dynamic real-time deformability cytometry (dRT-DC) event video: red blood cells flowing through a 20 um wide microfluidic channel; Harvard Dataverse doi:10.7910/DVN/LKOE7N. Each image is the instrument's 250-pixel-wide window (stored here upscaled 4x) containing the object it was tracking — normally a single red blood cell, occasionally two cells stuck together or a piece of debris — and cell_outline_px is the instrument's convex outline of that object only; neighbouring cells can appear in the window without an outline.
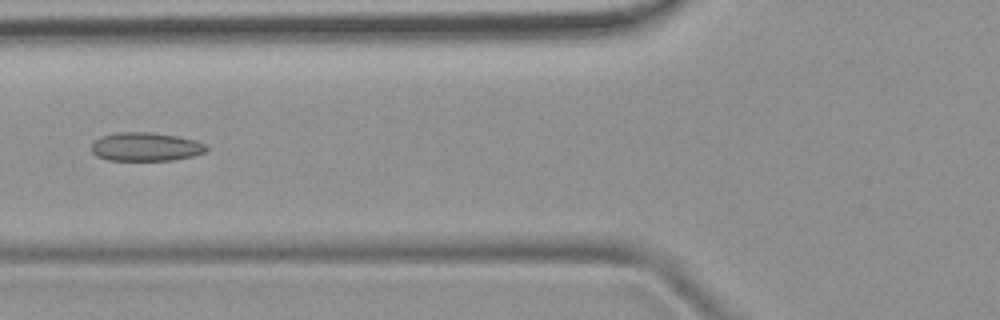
{"species": "common noctule bat (a hibernating species)", "species_latin": "Nyctalus noctula", "temperature_condition": "room temperature", "stored_images_in_passage": 5, "camera_frame_rate_fps": 3000, "um_per_image_px": 0.085, "animal": {"sex": "female", "body_mass_g": 19.9}, "frame": {"image": 1, "passage_image": 5, "time_ms": 4.333, "image_size_px": [1000, 320], "cell_outline_px": [[208, 148], [204, 152], [192, 156], [172, 160], [108, 160], [96, 156], [92, 152], [92, 144], [100, 136], [116, 132], [152, 132], [176, 136], [196, 140], [204, 144]], "centroid_in_image_um": [12.36, 12.47], "position_along_channel_um": 113.4, "area_um2": 19.13}}